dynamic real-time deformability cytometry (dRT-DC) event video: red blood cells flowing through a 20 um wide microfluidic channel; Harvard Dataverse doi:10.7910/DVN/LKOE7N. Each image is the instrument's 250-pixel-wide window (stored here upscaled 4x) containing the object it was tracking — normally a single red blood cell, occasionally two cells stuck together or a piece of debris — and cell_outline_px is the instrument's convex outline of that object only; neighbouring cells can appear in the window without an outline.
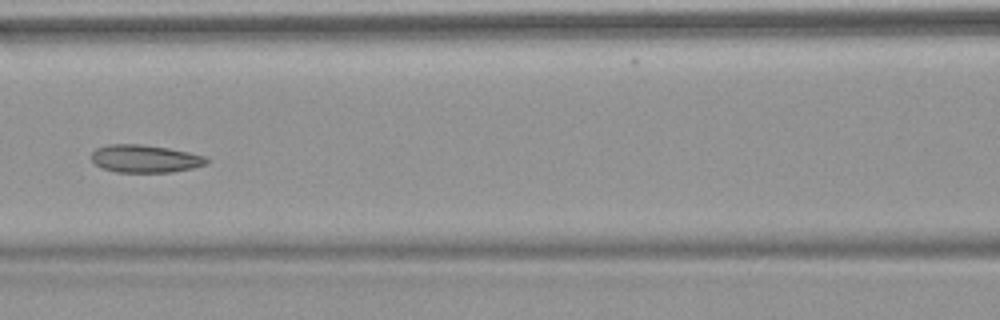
{"species": "common noctule bat (a hibernating species)", "species_latin": "Nyctalus noctula", "temperature_condition": "warm", "stored_images_in_passage": 7, "camera_frame_rate_fps": 3000, "um_per_image_px": 0.085, "animal": {"sex": "female", "body_mass_g": 18.4}, "frame": {"image": 1, "passage_image": 7, "time_ms": 7.0, "image_size_px": [1000, 320], "cell_outline_px": [[208, 164], [192, 168], [172, 172], [116, 172], [104, 168], [96, 164], [92, 160], [92, 152], [96, 148], [108, 144], [140, 144], [168, 148], [208, 156]], "centroid_in_image_um": [12.36, 13.48], "position_along_channel_um": 154.2, "area_um2": 18.61}}